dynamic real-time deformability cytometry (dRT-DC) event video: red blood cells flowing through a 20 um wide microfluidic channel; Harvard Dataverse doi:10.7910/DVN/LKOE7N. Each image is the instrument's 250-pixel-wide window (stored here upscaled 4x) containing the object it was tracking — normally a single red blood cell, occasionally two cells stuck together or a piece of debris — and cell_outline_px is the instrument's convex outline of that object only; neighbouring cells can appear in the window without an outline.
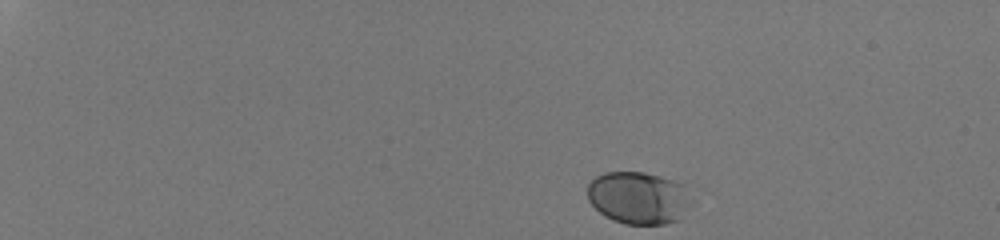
{"species": "human", "species_latin": "Homo sapiens", "temperature_condition": "room temperature", "stored_images_in_passage": 38, "camera_frame_rate_fps": 3000, "um_per_image_px": 0.085, "donor": {"sex": "male"}, "frame": {"image": 1, "passage_image": 1, "time_ms": 0.0, "image_size_px": [1000, 240], "cell_outline_px": [[684, 184], [676, 220], [664, 224], [624, 224], [612, 220], [604, 216], [588, 200], [588, 184], [596, 176], [604, 172], [644, 172], [660, 176]], "centroid_in_image_um": [54.04, 16.79], "position_along_channel_um": 31.0, "area_um2": 30.06}}
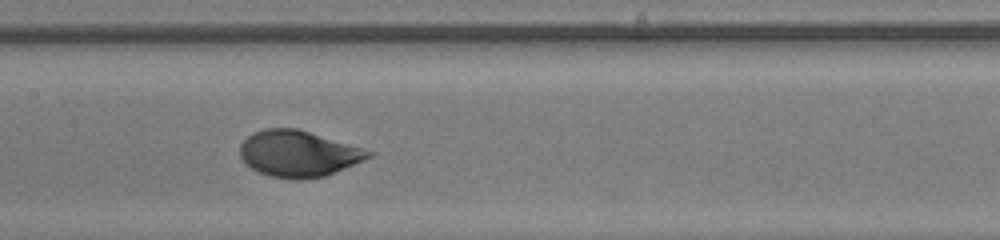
{"frame": {"image": 2, "passage_image": 22, "time_ms": 7.0, "image_size_px": [1000, 240], "cell_outline_px": [[376, 152], [372, 156], [364, 160], [324, 176], [296, 180], [268, 176], [252, 168], [240, 156], [240, 144], [252, 132], [264, 128], [296, 128]], "centroid_in_image_um": [25.35, 13.05], "position_along_channel_um": 182.1, "area_um2": 34.33}}
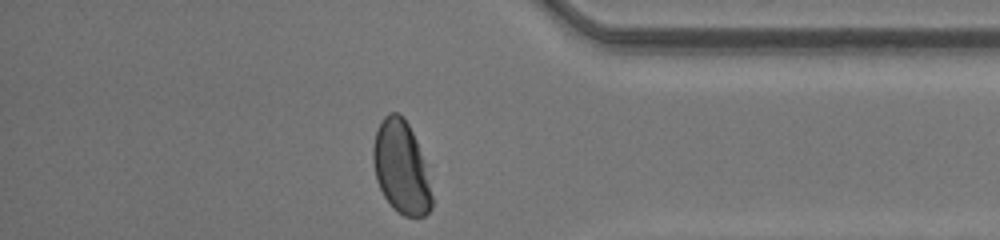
{"frame": {"image": 3, "passage_image": 38, "time_ms": 12.333, "image_size_px": [1000, 240], "cell_outline_px": [[432, 208], [424, 216], [404, 216], [392, 208], [384, 196], [376, 180], [372, 160], [372, 148], [376, 132], [384, 116], [388, 112], [396, 112], [408, 124], [416, 140], [424, 164], [432, 196]], "centroid_in_image_um": [34.07, 14.25], "position_along_channel_um": 401.1, "area_um2": 31.27}, "authors_computed_cell_mechanics": {"area_um2": 33.3217, "velocity_mm_per_s": 4.2543, "shape_relaxation_time_tau1_ms": 4.0186, "shape_relaxation_time_tau2_ms": null, "deformation_change_tau1": 0.1713, "deformation_change_tau2": null}}